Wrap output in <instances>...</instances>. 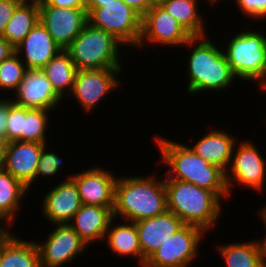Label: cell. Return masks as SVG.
Masks as SVG:
<instances>
[{"label":"cell","instance_id":"obj_24","mask_svg":"<svg viewBox=\"0 0 266 267\" xmlns=\"http://www.w3.org/2000/svg\"><path fill=\"white\" fill-rule=\"evenodd\" d=\"M2 230L1 267H41L35 240L19 239L16 234Z\"/></svg>","mask_w":266,"mask_h":267},{"label":"cell","instance_id":"obj_37","mask_svg":"<svg viewBox=\"0 0 266 267\" xmlns=\"http://www.w3.org/2000/svg\"><path fill=\"white\" fill-rule=\"evenodd\" d=\"M39 4H49L60 8H84L82 0H45Z\"/></svg>","mask_w":266,"mask_h":267},{"label":"cell","instance_id":"obj_44","mask_svg":"<svg viewBox=\"0 0 266 267\" xmlns=\"http://www.w3.org/2000/svg\"><path fill=\"white\" fill-rule=\"evenodd\" d=\"M258 89L262 90V92L265 90V92H266V82L261 83V84L259 85V88H258Z\"/></svg>","mask_w":266,"mask_h":267},{"label":"cell","instance_id":"obj_22","mask_svg":"<svg viewBox=\"0 0 266 267\" xmlns=\"http://www.w3.org/2000/svg\"><path fill=\"white\" fill-rule=\"evenodd\" d=\"M104 242L109 247L107 249H111V253L122 256V259L123 257L136 258L139 267H144L147 259L141 251L135 222L125 220L120 222L119 219L113 217L108 225Z\"/></svg>","mask_w":266,"mask_h":267},{"label":"cell","instance_id":"obj_33","mask_svg":"<svg viewBox=\"0 0 266 267\" xmlns=\"http://www.w3.org/2000/svg\"><path fill=\"white\" fill-rule=\"evenodd\" d=\"M234 4L237 6L238 11L242 12V15H245L246 19L250 18L258 22L266 20V0H233Z\"/></svg>","mask_w":266,"mask_h":267},{"label":"cell","instance_id":"obj_34","mask_svg":"<svg viewBox=\"0 0 266 267\" xmlns=\"http://www.w3.org/2000/svg\"><path fill=\"white\" fill-rule=\"evenodd\" d=\"M24 0H0V36L3 35L6 25L11 19L16 8Z\"/></svg>","mask_w":266,"mask_h":267},{"label":"cell","instance_id":"obj_39","mask_svg":"<svg viewBox=\"0 0 266 267\" xmlns=\"http://www.w3.org/2000/svg\"><path fill=\"white\" fill-rule=\"evenodd\" d=\"M14 53L15 48L3 36H0V63Z\"/></svg>","mask_w":266,"mask_h":267},{"label":"cell","instance_id":"obj_43","mask_svg":"<svg viewBox=\"0 0 266 267\" xmlns=\"http://www.w3.org/2000/svg\"><path fill=\"white\" fill-rule=\"evenodd\" d=\"M2 263V229L0 230V267Z\"/></svg>","mask_w":266,"mask_h":267},{"label":"cell","instance_id":"obj_26","mask_svg":"<svg viewBox=\"0 0 266 267\" xmlns=\"http://www.w3.org/2000/svg\"><path fill=\"white\" fill-rule=\"evenodd\" d=\"M41 71L62 100L65 99L64 96H67L66 98L70 97L77 68L66 50H62L54 56Z\"/></svg>","mask_w":266,"mask_h":267},{"label":"cell","instance_id":"obj_19","mask_svg":"<svg viewBox=\"0 0 266 267\" xmlns=\"http://www.w3.org/2000/svg\"><path fill=\"white\" fill-rule=\"evenodd\" d=\"M60 51L62 49L40 21L15 48L27 69H42Z\"/></svg>","mask_w":266,"mask_h":267},{"label":"cell","instance_id":"obj_28","mask_svg":"<svg viewBox=\"0 0 266 267\" xmlns=\"http://www.w3.org/2000/svg\"><path fill=\"white\" fill-rule=\"evenodd\" d=\"M39 21V3L23 1L14 11L2 36L17 48Z\"/></svg>","mask_w":266,"mask_h":267},{"label":"cell","instance_id":"obj_17","mask_svg":"<svg viewBox=\"0 0 266 267\" xmlns=\"http://www.w3.org/2000/svg\"><path fill=\"white\" fill-rule=\"evenodd\" d=\"M45 145L27 141L8 142L5 147L3 169L30 190L35 183L40 154Z\"/></svg>","mask_w":266,"mask_h":267},{"label":"cell","instance_id":"obj_9","mask_svg":"<svg viewBox=\"0 0 266 267\" xmlns=\"http://www.w3.org/2000/svg\"><path fill=\"white\" fill-rule=\"evenodd\" d=\"M205 235L201 227L185 224L148 257L144 267H190Z\"/></svg>","mask_w":266,"mask_h":267},{"label":"cell","instance_id":"obj_29","mask_svg":"<svg viewBox=\"0 0 266 267\" xmlns=\"http://www.w3.org/2000/svg\"><path fill=\"white\" fill-rule=\"evenodd\" d=\"M50 110L29 109L24 107V125L22 141L47 143V132L50 120Z\"/></svg>","mask_w":266,"mask_h":267},{"label":"cell","instance_id":"obj_35","mask_svg":"<svg viewBox=\"0 0 266 267\" xmlns=\"http://www.w3.org/2000/svg\"><path fill=\"white\" fill-rule=\"evenodd\" d=\"M0 98V139L6 141L7 118L9 112V97Z\"/></svg>","mask_w":266,"mask_h":267},{"label":"cell","instance_id":"obj_32","mask_svg":"<svg viewBox=\"0 0 266 267\" xmlns=\"http://www.w3.org/2000/svg\"><path fill=\"white\" fill-rule=\"evenodd\" d=\"M6 125V142L22 141L24 107L13 103L11 97H9V112Z\"/></svg>","mask_w":266,"mask_h":267},{"label":"cell","instance_id":"obj_8","mask_svg":"<svg viewBox=\"0 0 266 267\" xmlns=\"http://www.w3.org/2000/svg\"><path fill=\"white\" fill-rule=\"evenodd\" d=\"M253 141L236 142L228 170L225 173L227 189L232 195L233 185L260 193L266 183V159ZM237 145V146H236Z\"/></svg>","mask_w":266,"mask_h":267},{"label":"cell","instance_id":"obj_13","mask_svg":"<svg viewBox=\"0 0 266 267\" xmlns=\"http://www.w3.org/2000/svg\"><path fill=\"white\" fill-rule=\"evenodd\" d=\"M39 18L53 40L65 50L88 23V12L85 8L39 4Z\"/></svg>","mask_w":266,"mask_h":267},{"label":"cell","instance_id":"obj_38","mask_svg":"<svg viewBox=\"0 0 266 267\" xmlns=\"http://www.w3.org/2000/svg\"><path fill=\"white\" fill-rule=\"evenodd\" d=\"M255 212H257L256 216H258L259 219H261L262 223L264 224L263 228L265 230H263V231H265L264 232L265 235L263 236V238H261L263 240L260 239L259 242H260L261 250H262V254H263V261H264V264L266 266V207L263 205L261 207V210L259 209L258 211H255Z\"/></svg>","mask_w":266,"mask_h":267},{"label":"cell","instance_id":"obj_42","mask_svg":"<svg viewBox=\"0 0 266 267\" xmlns=\"http://www.w3.org/2000/svg\"><path fill=\"white\" fill-rule=\"evenodd\" d=\"M205 1L208 3L207 5H209V8H210V5L213 7L215 6L216 8V5L221 3L223 0H205Z\"/></svg>","mask_w":266,"mask_h":267},{"label":"cell","instance_id":"obj_45","mask_svg":"<svg viewBox=\"0 0 266 267\" xmlns=\"http://www.w3.org/2000/svg\"><path fill=\"white\" fill-rule=\"evenodd\" d=\"M151 1H152L153 5H154V4H161L165 0H151Z\"/></svg>","mask_w":266,"mask_h":267},{"label":"cell","instance_id":"obj_15","mask_svg":"<svg viewBox=\"0 0 266 267\" xmlns=\"http://www.w3.org/2000/svg\"><path fill=\"white\" fill-rule=\"evenodd\" d=\"M12 96V102L18 106L52 112L63 102L41 69H28Z\"/></svg>","mask_w":266,"mask_h":267},{"label":"cell","instance_id":"obj_21","mask_svg":"<svg viewBox=\"0 0 266 267\" xmlns=\"http://www.w3.org/2000/svg\"><path fill=\"white\" fill-rule=\"evenodd\" d=\"M203 137L199 138L192 146H189L198 156L209 163L219 167L225 173L231 162L233 149L237 139L229 131L211 129Z\"/></svg>","mask_w":266,"mask_h":267},{"label":"cell","instance_id":"obj_41","mask_svg":"<svg viewBox=\"0 0 266 267\" xmlns=\"http://www.w3.org/2000/svg\"><path fill=\"white\" fill-rule=\"evenodd\" d=\"M7 142L4 139H0V169L3 168L4 165V156H5V147Z\"/></svg>","mask_w":266,"mask_h":267},{"label":"cell","instance_id":"obj_16","mask_svg":"<svg viewBox=\"0 0 266 267\" xmlns=\"http://www.w3.org/2000/svg\"><path fill=\"white\" fill-rule=\"evenodd\" d=\"M43 197L41 213L52 225L68 224L82 205L77 186L71 177L60 181Z\"/></svg>","mask_w":266,"mask_h":267},{"label":"cell","instance_id":"obj_2","mask_svg":"<svg viewBox=\"0 0 266 267\" xmlns=\"http://www.w3.org/2000/svg\"><path fill=\"white\" fill-rule=\"evenodd\" d=\"M209 36L192 37L184 46L191 53L187 60V95L196 96L200 92L229 90L237 79L231 70L221 44ZM192 48V50H191ZM222 48V49H221Z\"/></svg>","mask_w":266,"mask_h":267},{"label":"cell","instance_id":"obj_3","mask_svg":"<svg viewBox=\"0 0 266 267\" xmlns=\"http://www.w3.org/2000/svg\"><path fill=\"white\" fill-rule=\"evenodd\" d=\"M119 176L115 182L113 217L138 222L167 211L164 177ZM120 217V218H119Z\"/></svg>","mask_w":266,"mask_h":267},{"label":"cell","instance_id":"obj_46","mask_svg":"<svg viewBox=\"0 0 266 267\" xmlns=\"http://www.w3.org/2000/svg\"><path fill=\"white\" fill-rule=\"evenodd\" d=\"M24 1L40 3V2H43L45 0H24Z\"/></svg>","mask_w":266,"mask_h":267},{"label":"cell","instance_id":"obj_31","mask_svg":"<svg viewBox=\"0 0 266 267\" xmlns=\"http://www.w3.org/2000/svg\"><path fill=\"white\" fill-rule=\"evenodd\" d=\"M47 144L42 148L40 158H39V163H38V168L36 172V177L35 180L37 181L38 178L40 177L43 178H51V177H56V174L60 173L62 170V167L64 164V159L55 153L54 151L49 150L47 148ZM62 166V167H61ZM60 171V172H59Z\"/></svg>","mask_w":266,"mask_h":267},{"label":"cell","instance_id":"obj_40","mask_svg":"<svg viewBox=\"0 0 266 267\" xmlns=\"http://www.w3.org/2000/svg\"><path fill=\"white\" fill-rule=\"evenodd\" d=\"M114 0H82L84 8L89 12L93 8L104 6V3H109Z\"/></svg>","mask_w":266,"mask_h":267},{"label":"cell","instance_id":"obj_7","mask_svg":"<svg viewBox=\"0 0 266 267\" xmlns=\"http://www.w3.org/2000/svg\"><path fill=\"white\" fill-rule=\"evenodd\" d=\"M88 23L111 33L125 47L137 48L142 16L122 0H114L91 9L88 12Z\"/></svg>","mask_w":266,"mask_h":267},{"label":"cell","instance_id":"obj_11","mask_svg":"<svg viewBox=\"0 0 266 267\" xmlns=\"http://www.w3.org/2000/svg\"><path fill=\"white\" fill-rule=\"evenodd\" d=\"M191 38L192 36L160 4H154L142 16V30L137 48L143 50L147 47L146 44L184 48Z\"/></svg>","mask_w":266,"mask_h":267},{"label":"cell","instance_id":"obj_18","mask_svg":"<svg viewBox=\"0 0 266 267\" xmlns=\"http://www.w3.org/2000/svg\"><path fill=\"white\" fill-rule=\"evenodd\" d=\"M143 256L148 257L185 223L173 212L165 213L135 222Z\"/></svg>","mask_w":266,"mask_h":267},{"label":"cell","instance_id":"obj_27","mask_svg":"<svg viewBox=\"0 0 266 267\" xmlns=\"http://www.w3.org/2000/svg\"><path fill=\"white\" fill-rule=\"evenodd\" d=\"M226 267H266L259 239L217 245Z\"/></svg>","mask_w":266,"mask_h":267},{"label":"cell","instance_id":"obj_10","mask_svg":"<svg viewBox=\"0 0 266 267\" xmlns=\"http://www.w3.org/2000/svg\"><path fill=\"white\" fill-rule=\"evenodd\" d=\"M121 74L123 68L77 70L70 95L85 112L91 113L110 92L122 85Z\"/></svg>","mask_w":266,"mask_h":267},{"label":"cell","instance_id":"obj_4","mask_svg":"<svg viewBox=\"0 0 266 267\" xmlns=\"http://www.w3.org/2000/svg\"><path fill=\"white\" fill-rule=\"evenodd\" d=\"M167 210L177 215L185 224L201 227L206 233L219 223L223 200L214 192L195 184L164 179ZM222 204V205H221Z\"/></svg>","mask_w":266,"mask_h":267},{"label":"cell","instance_id":"obj_20","mask_svg":"<svg viewBox=\"0 0 266 267\" xmlns=\"http://www.w3.org/2000/svg\"><path fill=\"white\" fill-rule=\"evenodd\" d=\"M113 208L82 204L68 224L90 246L93 242L105 239L108 225L113 218Z\"/></svg>","mask_w":266,"mask_h":267},{"label":"cell","instance_id":"obj_6","mask_svg":"<svg viewBox=\"0 0 266 267\" xmlns=\"http://www.w3.org/2000/svg\"><path fill=\"white\" fill-rule=\"evenodd\" d=\"M243 30L227 39L223 53L237 80L266 82V33Z\"/></svg>","mask_w":266,"mask_h":267},{"label":"cell","instance_id":"obj_14","mask_svg":"<svg viewBox=\"0 0 266 267\" xmlns=\"http://www.w3.org/2000/svg\"><path fill=\"white\" fill-rule=\"evenodd\" d=\"M107 168L92 166L82 172L67 175L72 178L80 195L82 204L114 207L115 182L118 175Z\"/></svg>","mask_w":266,"mask_h":267},{"label":"cell","instance_id":"obj_25","mask_svg":"<svg viewBox=\"0 0 266 267\" xmlns=\"http://www.w3.org/2000/svg\"><path fill=\"white\" fill-rule=\"evenodd\" d=\"M200 0H165L160 5L192 36L203 37L206 32V22L200 12ZM202 4V0L201 3ZM199 5V7H198Z\"/></svg>","mask_w":266,"mask_h":267},{"label":"cell","instance_id":"obj_1","mask_svg":"<svg viewBox=\"0 0 266 267\" xmlns=\"http://www.w3.org/2000/svg\"><path fill=\"white\" fill-rule=\"evenodd\" d=\"M153 138L161 153L160 161L166 165L161 177L195 184L214 192L221 200L231 198L222 169L198 156L189 145L159 135Z\"/></svg>","mask_w":266,"mask_h":267},{"label":"cell","instance_id":"obj_36","mask_svg":"<svg viewBox=\"0 0 266 267\" xmlns=\"http://www.w3.org/2000/svg\"><path fill=\"white\" fill-rule=\"evenodd\" d=\"M124 3L133 8L141 16H143L152 6L151 0H122Z\"/></svg>","mask_w":266,"mask_h":267},{"label":"cell","instance_id":"obj_5","mask_svg":"<svg viewBox=\"0 0 266 267\" xmlns=\"http://www.w3.org/2000/svg\"><path fill=\"white\" fill-rule=\"evenodd\" d=\"M122 47L125 46L111 33L87 23L65 50L77 70L104 69L125 67L119 53Z\"/></svg>","mask_w":266,"mask_h":267},{"label":"cell","instance_id":"obj_30","mask_svg":"<svg viewBox=\"0 0 266 267\" xmlns=\"http://www.w3.org/2000/svg\"><path fill=\"white\" fill-rule=\"evenodd\" d=\"M26 68L19 55L15 52L9 58L0 63V92H10L11 96L16 92L24 79ZM2 90V91H1ZM7 90V91H5ZM12 92V93H11Z\"/></svg>","mask_w":266,"mask_h":267},{"label":"cell","instance_id":"obj_12","mask_svg":"<svg viewBox=\"0 0 266 267\" xmlns=\"http://www.w3.org/2000/svg\"><path fill=\"white\" fill-rule=\"evenodd\" d=\"M47 239L37 245L41 267H62L70 264L76 256L86 252L88 248L76 231L69 224H54Z\"/></svg>","mask_w":266,"mask_h":267},{"label":"cell","instance_id":"obj_23","mask_svg":"<svg viewBox=\"0 0 266 267\" xmlns=\"http://www.w3.org/2000/svg\"><path fill=\"white\" fill-rule=\"evenodd\" d=\"M29 192L21 181L3 168L0 169V230H11Z\"/></svg>","mask_w":266,"mask_h":267}]
</instances>
